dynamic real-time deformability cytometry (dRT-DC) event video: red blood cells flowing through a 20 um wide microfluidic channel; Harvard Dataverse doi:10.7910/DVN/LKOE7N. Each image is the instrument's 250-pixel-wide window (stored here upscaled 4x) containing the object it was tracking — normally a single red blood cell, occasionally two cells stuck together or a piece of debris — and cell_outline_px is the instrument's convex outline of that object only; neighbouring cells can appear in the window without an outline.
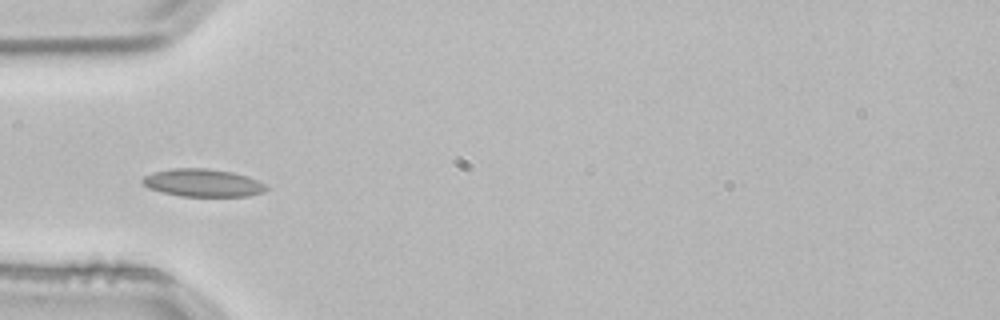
{"species": "common noctule bat (a hibernating species)", "species_latin": "Nyctalus noctula", "temperature_condition": "room temperature", "stored_images_in_passage": 1, "camera_frame_rate_fps": 3000, "um_per_image_px": 0.085, "animal": {"sex": "male", "body_mass_g": 21.5, "forearm_length_mm": 52.0}, "frame": {"image": 1, "passage_image": 1, "time_ms": 0.0, "image_size_px": [1000, 320], "cell_outline_px": [[268, 188], [264, 192], [248, 196], [180, 196], [160, 192], [148, 188], [140, 180], [144, 176], [152, 172], [172, 168], [208, 168], [232, 172], [248, 176], [264, 184]], "centroid_in_image_um": [17.21, 15.54], "position_along_channel_um": 67.8, "area_um2": 20.11}}